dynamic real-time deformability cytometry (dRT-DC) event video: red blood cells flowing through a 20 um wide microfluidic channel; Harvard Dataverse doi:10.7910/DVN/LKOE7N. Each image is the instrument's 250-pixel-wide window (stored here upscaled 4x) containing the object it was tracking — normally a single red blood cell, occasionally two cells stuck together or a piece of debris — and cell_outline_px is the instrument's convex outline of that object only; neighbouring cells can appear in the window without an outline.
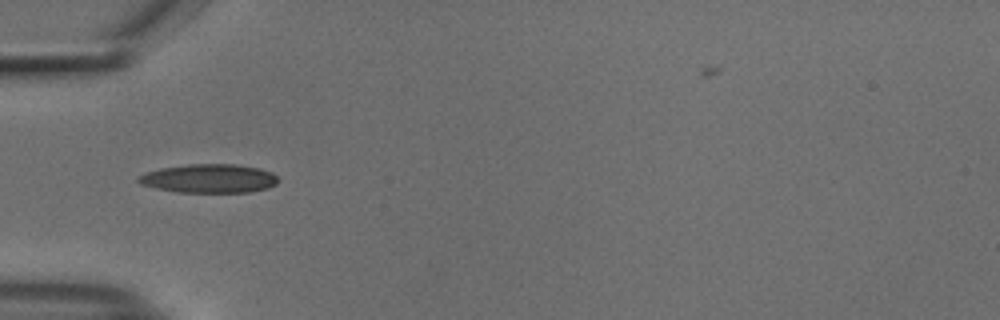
{"species": "common noctule bat (a hibernating species)", "species_latin": "Nyctalus noctula", "temperature_condition": "cold", "stored_images_in_passage": 35, "camera_frame_rate_fps": 3000, "um_per_image_px": 0.085, "animal": {"sex": "male", "body_mass_g": 18.8}, "frame": {"image": 1, "passage_image": 1, "time_ms": 0.0, "image_size_px": [1000, 320], "cell_outline_px": [[280, 180], [276, 184], [268, 188], [248, 192], [176, 192], [156, 188], [140, 184], [136, 180], [140, 176], [148, 172], [160, 168], [188, 164], [236, 164], [260, 168], [272, 172]], "centroid_in_image_um": [17.8, 15.17], "position_along_channel_um": 67.2, "area_um2": 23.47}}
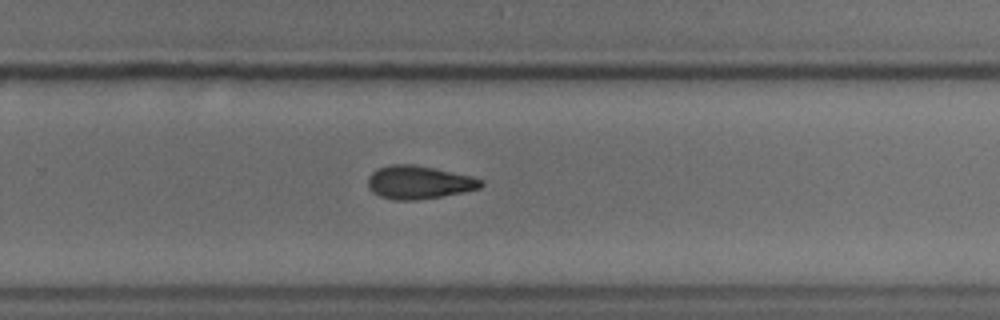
{"frame": {"image": 2, "passage_image": 19, "time_ms": 6.0, "image_size_px": [1000, 320], "cell_outline_px": [[484, 184], [480, 188], [464, 192], [416, 200], [392, 200], [380, 196], [372, 192], [368, 188], [368, 176], [376, 168], [392, 164], [412, 164], [472, 176], [484, 180]], "centroid_in_image_um": [35.58, 15.5], "position_along_channel_um": 294.2, "area_um2": 21.91}}
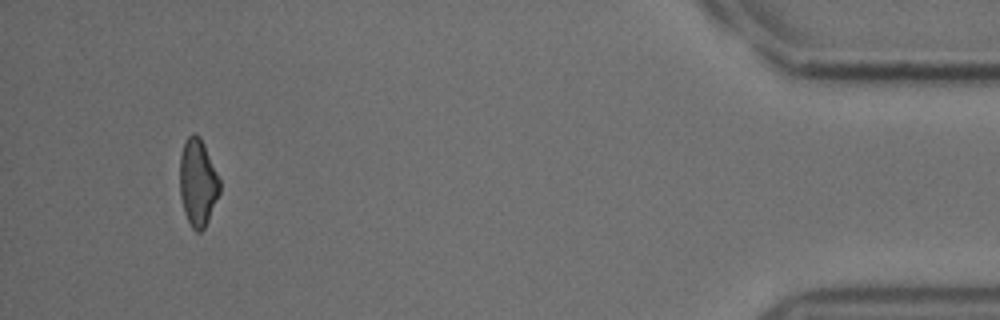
{"frame": {"image": 3, "passage_image": 34, "time_ms": 11.0, "image_size_px": [1000, 320], "cell_outline_px": [[220, 192], [208, 220], [204, 228], [200, 232], [196, 232], [192, 228], [184, 212], [180, 196], [180, 156], [184, 144], [188, 136], [192, 132], [196, 132], [200, 136], [204, 144], [220, 180]], "centroid_in_image_um": [16.81, 15.5], "position_along_channel_um": 418.4, "area_um2": 20.23}}